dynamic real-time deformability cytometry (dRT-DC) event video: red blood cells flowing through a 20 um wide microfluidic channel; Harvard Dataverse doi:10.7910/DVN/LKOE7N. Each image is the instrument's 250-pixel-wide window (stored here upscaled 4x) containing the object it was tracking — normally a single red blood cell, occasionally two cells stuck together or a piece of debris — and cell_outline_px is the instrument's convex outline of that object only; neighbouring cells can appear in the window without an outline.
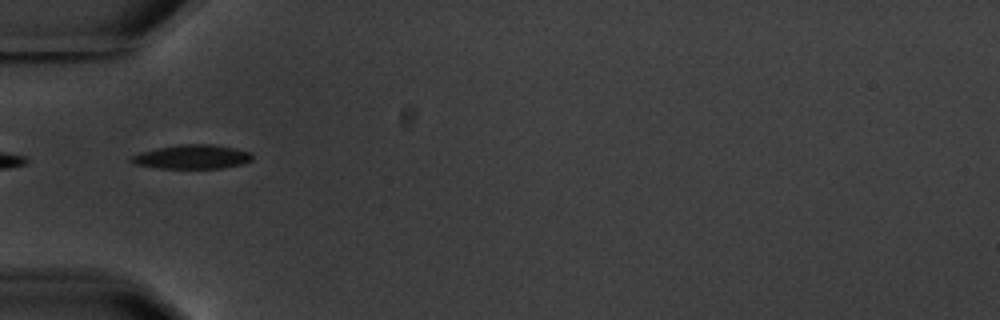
{"species": "common noctule bat (a hibernating species)", "species_latin": "Nyctalus noctula", "temperature_condition": "warm", "stored_images_in_passage": 8, "camera_frame_rate_fps": 3000, "um_per_image_px": 0.085, "animal": {"sex": "male", "body_mass_g": 20.1, "forearm_length_mm": 53.5}, "frame": {"image": 1, "passage_image": 2, "time_ms": 2.333, "image_size_px": [1000, 320], "cell_outline_px": [[252, 160], [244, 164], [224, 168], [160, 168], [136, 164], [128, 160], [132, 156], [140, 152], [156, 148], [180, 144], [212, 144], [236, 148], [252, 152]], "centroid_in_image_um": [16.38, 13.32], "position_along_channel_um": 68.6, "area_um2": 17.11}}
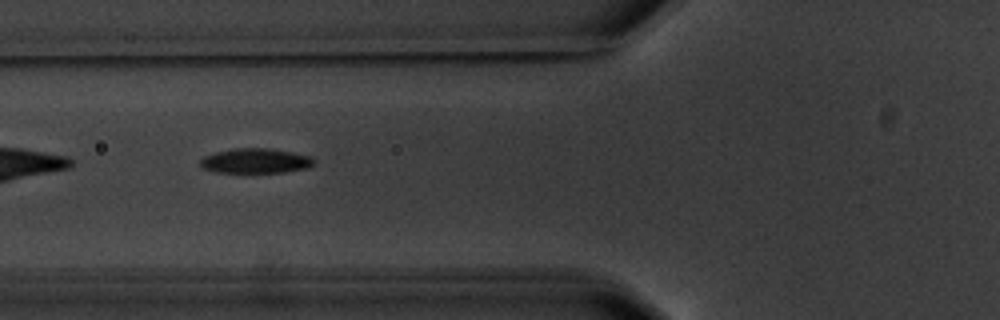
{"frame": {"image": 2, "passage_image": 3, "time_ms": 3.333, "image_size_px": [1000, 320], "cell_outline_px": [[316, 160], [308, 168], [284, 172], [216, 172], [200, 168], [200, 160], [204, 156], [216, 152], [232, 148], [268, 148], [292, 152], [312, 156]], "centroid_in_image_um": [21.71, 13.67], "position_along_channel_um": 104.1, "area_um2": 16.53}}